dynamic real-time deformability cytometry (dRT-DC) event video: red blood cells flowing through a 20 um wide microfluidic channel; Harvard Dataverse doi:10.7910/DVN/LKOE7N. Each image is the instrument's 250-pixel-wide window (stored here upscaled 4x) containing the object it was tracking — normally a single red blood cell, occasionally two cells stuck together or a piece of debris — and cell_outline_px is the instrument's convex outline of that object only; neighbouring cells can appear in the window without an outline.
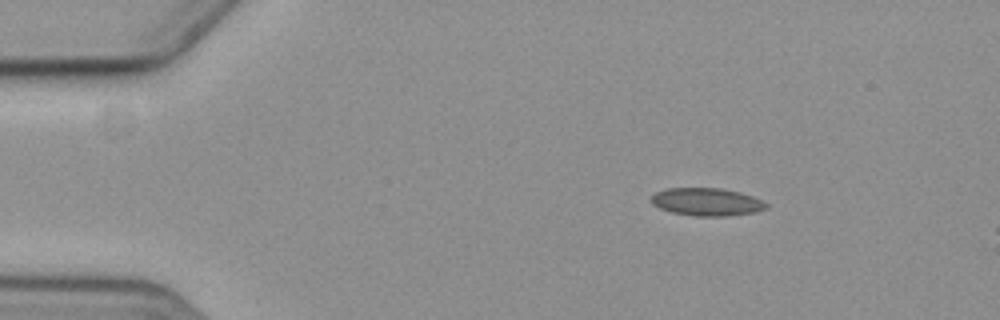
{"species": "common noctule bat (a hibernating species)", "species_latin": "Nyctalus noctula", "temperature_condition": "cold", "stored_images_in_passage": 3, "camera_frame_rate_fps": 3000, "um_per_image_px": 0.085, "animal": {"sex": "female", "body_mass_g": 19.3, "forearm_length_mm": 54.1}, "frame": {"image": 1, "passage_image": 1, "time_ms": 0.0, "image_size_px": [1000, 320], "cell_outline_px": [[768, 208], [752, 212], [724, 216], [696, 216], [672, 212], [660, 208], [652, 204], [652, 196], [656, 192], [668, 188], [720, 188], [740, 192], [752, 196], [768, 204]], "centroid_in_image_um": [60.07, 17.15], "position_along_channel_um": 24.9, "area_um2": 18.38}}